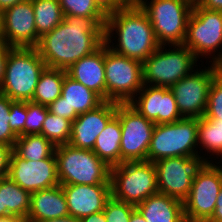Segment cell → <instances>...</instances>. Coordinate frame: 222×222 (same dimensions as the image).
<instances>
[{
    "label": "cell",
    "instance_id": "cell-1",
    "mask_svg": "<svg viewBox=\"0 0 222 222\" xmlns=\"http://www.w3.org/2000/svg\"><path fill=\"white\" fill-rule=\"evenodd\" d=\"M106 19L64 15L59 25L40 37L35 48L48 68L67 71L105 43Z\"/></svg>",
    "mask_w": 222,
    "mask_h": 222
},
{
    "label": "cell",
    "instance_id": "cell-2",
    "mask_svg": "<svg viewBox=\"0 0 222 222\" xmlns=\"http://www.w3.org/2000/svg\"><path fill=\"white\" fill-rule=\"evenodd\" d=\"M104 34L105 43L113 52L141 63L160 46L141 7L121 8L107 14ZM112 38H118L117 45Z\"/></svg>",
    "mask_w": 222,
    "mask_h": 222
},
{
    "label": "cell",
    "instance_id": "cell-3",
    "mask_svg": "<svg viewBox=\"0 0 222 222\" xmlns=\"http://www.w3.org/2000/svg\"><path fill=\"white\" fill-rule=\"evenodd\" d=\"M35 47H9L0 93L12 101H31L39 77L46 68Z\"/></svg>",
    "mask_w": 222,
    "mask_h": 222
},
{
    "label": "cell",
    "instance_id": "cell-4",
    "mask_svg": "<svg viewBox=\"0 0 222 222\" xmlns=\"http://www.w3.org/2000/svg\"><path fill=\"white\" fill-rule=\"evenodd\" d=\"M57 176L60 184H110V170L92 150L70 144L55 148Z\"/></svg>",
    "mask_w": 222,
    "mask_h": 222
},
{
    "label": "cell",
    "instance_id": "cell-5",
    "mask_svg": "<svg viewBox=\"0 0 222 222\" xmlns=\"http://www.w3.org/2000/svg\"><path fill=\"white\" fill-rule=\"evenodd\" d=\"M168 47L169 49L166 45H160L142 62L144 85L170 88L183 77L190 75L198 66V59L186 46L168 45Z\"/></svg>",
    "mask_w": 222,
    "mask_h": 222
},
{
    "label": "cell",
    "instance_id": "cell-6",
    "mask_svg": "<svg viewBox=\"0 0 222 222\" xmlns=\"http://www.w3.org/2000/svg\"><path fill=\"white\" fill-rule=\"evenodd\" d=\"M110 186L113 198L137 206L159 193L155 165L150 161H135L111 167Z\"/></svg>",
    "mask_w": 222,
    "mask_h": 222
},
{
    "label": "cell",
    "instance_id": "cell-7",
    "mask_svg": "<svg viewBox=\"0 0 222 222\" xmlns=\"http://www.w3.org/2000/svg\"><path fill=\"white\" fill-rule=\"evenodd\" d=\"M198 118H182L174 123L155 124L147 161L166 157H194L198 153Z\"/></svg>",
    "mask_w": 222,
    "mask_h": 222
},
{
    "label": "cell",
    "instance_id": "cell-8",
    "mask_svg": "<svg viewBox=\"0 0 222 222\" xmlns=\"http://www.w3.org/2000/svg\"><path fill=\"white\" fill-rule=\"evenodd\" d=\"M192 0H143L141 9L148 16L160 45H183Z\"/></svg>",
    "mask_w": 222,
    "mask_h": 222
},
{
    "label": "cell",
    "instance_id": "cell-9",
    "mask_svg": "<svg viewBox=\"0 0 222 222\" xmlns=\"http://www.w3.org/2000/svg\"><path fill=\"white\" fill-rule=\"evenodd\" d=\"M183 45L197 59L212 58L209 63L222 66V11L207 10L194 2Z\"/></svg>",
    "mask_w": 222,
    "mask_h": 222
},
{
    "label": "cell",
    "instance_id": "cell-10",
    "mask_svg": "<svg viewBox=\"0 0 222 222\" xmlns=\"http://www.w3.org/2000/svg\"><path fill=\"white\" fill-rule=\"evenodd\" d=\"M106 101L129 103L143 87L142 63L113 52L105 43Z\"/></svg>",
    "mask_w": 222,
    "mask_h": 222
},
{
    "label": "cell",
    "instance_id": "cell-11",
    "mask_svg": "<svg viewBox=\"0 0 222 222\" xmlns=\"http://www.w3.org/2000/svg\"><path fill=\"white\" fill-rule=\"evenodd\" d=\"M201 156L200 154L194 157H166L155 161L159 193L183 202L190 193L193 179L212 161V157H209V160L208 155L207 158Z\"/></svg>",
    "mask_w": 222,
    "mask_h": 222
},
{
    "label": "cell",
    "instance_id": "cell-12",
    "mask_svg": "<svg viewBox=\"0 0 222 222\" xmlns=\"http://www.w3.org/2000/svg\"><path fill=\"white\" fill-rule=\"evenodd\" d=\"M116 116L121 125V163L147 161L155 123L129 103L116 102Z\"/></svg>",
    "mask_w": 222,
    "mask_h": 222
},
{
    "label": "cell",
    "instance_id": "cell-13",
    "mask_svg": "<svg viewBox=\"0 0 222 222\" xmlns=\"http://www.w3.org/2000/svg\"><path fill=\"white\" fill-rule=\"evenodd\" d=\"M222 187V170L212 161L193 179L188 197L183 201L186 222H207L215 211Z\"/></svg>",
    "mask_w": 222,
    "mask_h": 222
},
{
    "label": "cell",
    "instance_id": "cell-14",
    "mask_svg": "<svg viewBox=\"0 0 222 222\" xmlns=\"http://www.w3.org/2000/svg\"><path fill=\"white\" fill-rule=\"evenodd\" d=\"M203 68L197 67L170 87L182 118L199 119L204 116L210 85L222 66L210 64Z\"/></svg>",
    "mask_w": 222,
    "mask_h": 222
},
{
    "label": "cell",
    "instance_id": "cell-15",
    "mask_svg": "<svg viewBox=\"0 0 222 222\" xmlns=\"http://www.w3.org/2000/svg\"><path fill=\"white\" fill-rule=\"evenodd\" d=\"M8 177L29 193L59 185L55 153L49 158L33 161L24 160L12 151Z\"/></svg>",
    "mask_w": 222,
    "mask_h": 222
},
{
    "label": "cell",
    "instance_id": "cell-16",
    "mask_svg": "<svg viewBox=\"0 0 222 222\" xmlns=\"http://www.w3.org/2000/svg\"><path fill=\"white\" fill-rule=\"evenodd\" d=\"M0 32L9 47H36L40 36L31 0L11 6L0 14Z\"/></svg>",
    "mask_w": 222,
    "mask_h": 222
},
{
    "label": "cell",
    "instance_id": "cell-17",
    "mask_svg": "<svg viewBox=\"0 0 222 222\" xmlns=\"http://www.w3.org/2000/svg\"><path fill=\"white\" fill-rule=\"evenodd\" d=\"M129 104L155 124L174 123L182 119L169 87L143 85Z\"/></svg>",
    "mask_w": 222,
    "mask_h": 222
},
{
    "label": "cell",
    "instance_id": "cell-18",
    "mask_svg": "<svg viewBox=\"0 0 222 222\" xmlns=\"http://www.w3.org/2000/svg\"><path fill=\"white\" fill-rule=\"evenodd\" d=\"M104 100L94 91L65 76L61 96L48 106L49 112L72 122L79 114L91 111Z\"/></svg>",
    "mask_w": 222,
    "mask_h": 222
},
{
    "label": "cell",
    "instance_id": "cell-19",
    "mask_svg": "<svg viewBox=\"0 0 222 222\" xmlns=\"http://www.w3.org/2000/svg\"><path fill=\"white\" fill-rule=\"evenodd\" d=\"M115 115L114 101H104L97 108L79 114L72 122L69 144L75 148L93 150L96 138Z\"/></svg>",
    "mask_w": 222,
    "mask_h": 222
},
{
    "label": "cell",
    "instance_id": "cell-20",
    "mask_svg": "<svg viewBox=\"0 0 222 222\" xmlns=\"http://www.w3.org/2000/svg\"><path fill=\"white\" fill-rule=\"evenodd\" d=\"M68 205L69 215L77 219L104 210L111 197L110 184L72 185L61 184Z\"/></svg>",
    "mask_w": 222,
    "mask_h": 222
},
{
    "label": "cell",
    "instance_id": "cell-21",
    "mask_svg": "<svg viewBox=\"0 0 222 222\" xmlns=\"http://www.w3.org/2000/svg\"><path fill=\"white\" fill-rule=\"evenodd\" d=\"M66 72L106 101L105 43L94 53L75 62Z\"/></svg>",
    "mask_w": 222,
    "mask_h": 222
},
{
    "label": "cell",
    "instance_id": "cell-22",
    "mask_svg": "<svg viewBox=\"0 0 222 222\" xmlns=\"http://www.w3.org/2000/svg\"><path fill=\"white\" fill-rule=\"evenodd\" d=\"M69 215L68 205L61 184L31 193L29 222H40Z\"/></svg>",
    "mask_w": 222,
    "mask_h": 222
},
{
    "label": "cell",
    "instance_id": "cell-23",
    "mask_svg": "<svg viewBox=\"0 0 222 222\" xmlns=\"http://www.w3.org/2000/svg\"><path fill=\"white\" fill-rule=\"evenodd\" d=\"M136 209L146 222H186L183 202L165 194L149 196Z\"/></svg>",
    "mask_w": 222,
    "mask_h": 222
},
{
    "label": "cell",
    "instance_id": "cell-24",
    "mask_svg": "<svg viewBox=\"0 0 222 222\" xmlns=\"http://www.w3.org/2000/svg\"><path fill=\"white\" fill-rule=\"evenodd\" d=\"M121 125L115 115L96 138L93 152L109 167L121 164Z\"/></svg>",
    "mask_w": 222,
    "mask_h": 222
},
{
    "label": "cell",
    "instance_id": "cell-25",
    "mask_svg": "<svg viewBox=\"0 0 222 222\" xmlns=\"http://www.w3.org/2000/svg\"><path fill=\"white\" fill-rule=\"evenodd\" d=\"M1 216L16 215L26 218L30 210L31 193L9 177L0 179Z\"/></svg>",
    "mask_w": 222,
    "mask_h": 222
},
{
    "label": "cell",
    "instance_id": "cell-26",
    "mask_svg": "<svg viewBox=\"0 0 222 222\" xmlns=\"http://www.w3.org/2000/svg\"><path fill=\"white\" fill-rule=\"evenodd\" d=\"M66 75L65 70L46 67L39 77L31 102L48 107L61 96Z\"/></svg>",
    "mask_w": 222,
    "mask_h": 222
},
{
    "label": "cell",
    "instance_id": "cell-27",
    "mask_svg": "<svg viewBox=\"0 0 222 222\" xmlns=\"http://www.w3.org/2000/svg\"><path fill=\"white\" fill-rule=\"evenodd\" d=\"M56 146L42 134L18 136L12 151L24 160L38 161L55 153Z\"/></svg>",
    "mask_w": 222,
    "mask_h": 222
},
{
    "label": "cell",
    "instance_id": "cell-28",
    "mask_svg": "<svg viewBox=\"0 0 222 222\" xmlns=\"http://www.w3.org/2000/svg\"><path fill=\"white\" fill-rule=\"evenodd\" d=\"M35 15L37 34L41 37L51 32L63 19L64 14L58 0H31Z\"/></svg>",
    "mask_w": 222,
    "mask_h": 222
},
{
    "label": "cell",
    "instance_id": "cell-29",
    "mask_svg": "<svg viewBox=\"0 0 222 222\" xmlns=\"http://www.w3.org/2000/svg\"><path fill=\"white\" fill-rule=\"evenodd\" d=\"M198 148L218 157L222 156V120L201 117L198 119ZM202 147V149L200 148Z\"/></svg>",
    "mask_w": 222,
    "mask_h": 222
},
{
    "label": "cell",
    "instance_id": "cell-30",
    "mask_svg": "<svg viewBox=\"0 0 222 222\" xmlns=\"http://www.w3.org/2000/svg\"><path fill=\"white\" fill-rule=\"evenodd\" d=\"M72 121L48 112L41 134L55 146L69 144Z\"/></svg>",
    "mask_w": 222,
    "mask_h": 222
},
{
    "label": "cell",
    "instance_id": "cell-31",
    "mask_svg": "<svg viewBox=\"0 0 222 222\" xmlns=\"http://www.w3.org/2000/svg\"><path fill=\"white\" fill-rule=\"evenodd\" d=\"M64 15L89 18H107L95 0H58Z\"/></svg>",
    "mask_w": 222,
    "mask_h": 222
},
{
    "label": "cell",
    "instance_id": "cell-32",
    "mask_svg": "<svg viewBox=\"0 0 222 222\" xmlns=\"http://www.w3.org/2000/svg\"><path fill=\"white\" fill-rule=\"evenodd\" d=\"M203 117L222 120V69L214 76L210 85Z\"/></svg>",
    "mask_w": 222,
    "mask_h": 222
},
{
    "label": "cell",
    "instance_id": "cell-33",
    "mask_svg": "<svg viewBox=\"0 0 222 222\" xmlns=\"http://www.w3.org/2000/svg\"><path fill=\"white\" fill-rule=\"evenodd\" d=\"M49 109L45 105L27 101V117L24 124V135L41 134L43 122Z\"/></svg>",
    "mask_w": 222,
    "mask_h": 222
},
{
    "label": "cell",
    "instance_id": "cell-34",
    "mask_svg": "<svg viewBox=\"0 0 222 222\" xmlns=\"http://www.w3.org/2000/svg\"><path fill=\"white\" fill-rule=\"evenodd\" d=\"M136 206L117 200L112 196L107 200L104 207L106 222H129Z\"/></svg>",
    "mask_w": 222,
    "mask_h": 222
},
{
    "label": "cell",
    "instance_id": "cell-35",
    "mask_svg": "<svg viewBox=\"0 0 222 222\" xmlns=\"http://www.w3.org/2000/svg\"><path fill=\"white\" fill-rule=\"evenodd\" d=\"M13 101L0 93V142L13 148L17 135L9 125L10 105Z\"/></svg>",
    "mask_w": 222,
    "mask_h": 222
},
{
    "label": "cell",
    "instance_id": "cell-36",
    "mask_svg": "<svg viewBox=\"0 0 222 222\" xmlns=\"http://www.w3.org/2000/svg\"><path fill=\"white\" fill-rule=\"evenodd\" d=\"M27 117V101H13L10 105L9 125L17 136L24 135V124Z\"/></svg>",
    "mask_w": 222,
    "mask_h": 222
},
{
    "label": "cell",
    "instance_id": "cell-37",
    "mask_svg": "<svg viewBox=\"0 0 222 222\" xmlns=\"http://www.w3.org/2000/svg\"><path fill=\"white\" fill-rule=\"evenodd\" d=\"M12 147L0 142V179L8 177Z\"/></svg>",
    "mask_w": 222,
    "mask_h": 222
},
{
    "label": "cell",
    "instance_id": "cell-38",
    "mask_svg": "<svg viewBox=\"0 0 222 222\" xmlns=\"http://www.w3.org/2000/svg\"><path fill=\"white\" fill-rule=\"evenodd\" d=\"M100 8L106 13L117 11L122 7L116 2V0H95Z\"/></svg>",
    "mask_w": 222,
    "mask_h": 222
},
{
    "label": "cell",
    "instance_id": "cell-39",
    "mask_svg": "<svg viewBox=\"0 0 222 222\" xmlns=\"http://www.w3.org/2000/svg\"><path fill=\"white\" fill-rule=\"evenodd\" d=\"M195 2L207 10L222 11V0H196Z\"/></svg>",
    "mask_w": 222,
    "mask_h": 222
},
{
    "label": "cell",
    "instance_id": "cell-40",
    "mask_svg": "<svg viewBox=\"0 0 222 222\" xmlns=\"http://www.w3.org/2000/svg\"><path fill=\"white\" fill-rule=\"evenodd\" d=\"M207 222H222V187L219 195L217 196L215 211Z\"/></svg>",
    "mask_w": 222,
    "mask_h": 222
},
{
    "label": "cell",
    "instance_id": "cell-41",
    "mask_svg": "<svg viewBox=\"0 0 222 222\" xmlns=\"http://www.w3.org/2000/svg\"><path fill=\"white\" fill-rule=\"evenodd\" d=\"M7 58H8V46L6 45L0 51V86H1L4 76H5V66H6Z\"/></svg>",
    "mask_w": 222,
    "mask_h": 222
},
{
    "label": "cell",
    "instance_id": "cell-42",
    "mask_svg": "<svg viewBox=\"0 0 222 222\" xmlns=\"http://www.w3.org/2000/svg\"><path fill=\"white\" fill-rule=\"evenodd\" d=\"M80 222H106L104 212H96L80 219Z\"/></svg>",
    "mask_w": 222,
    "mask_h": 222
},
{
    "label": "cell",
    "instance_id": "cell-43",
    "mask_svg": "<svg viewBox=\"0 0 222 222\" xmlns=\"http://www.w3.org/2000/svg\"><path fill=\"white\" fill-rule=\"evenodd\" d=\"M143 0H116L122 8L140 7Z\"/></svg>",
    "mask_w": 222,
    "mask_h": 222
},
{
    "label": "cell",
    "instance_id": "cell-44",
    "mask_svg": "<svg viewBox=\"0 0 222 222\" xmlns=\"http://www.w3.org/2000/svg\"><path fill=\"white\" fill-rule=\"evenodd\" d=\"M0 222H29L26 218L16 215L1 216Z\"/></svg>",
    "mask_w": 222,
    "mask_h": 222
},
{
    "label": "cell",
    "instance_id": "cell-45",
    "mask_svg": "<svg viewBox=\"0 0 222 222\" xmlns=\"http://www.w3.org/2000/svg\"><path fill=\"white\" fill-rule=\"evenodd\" d=\"M25 0H0V14L6 9Z\"/></svg>",
    "mask_w": 222,
    "mask_h": 222
},
{
    "label": "cell",
    "instance_id": "cell-46",
    "mask_svg": "<svg viewBox=\"0 0 222 222\" xmlns=\"http://www.w3.org/2000/svg\"><path fill=\"white\" fill-rule=\"evenodd\" d=\"M40 222H80V220L77 218H74L71 215H68L65 217H61V218H57V219H49V220L40 221Z\"/></svg>",
    "mask_w": 222,
    "mask_h": 222
},
{
    "label": "cell",
    "instance_id": "cell-47",
    "mask_svg": "<svg viewBox=\"0 0 222 222\" xmlns=\"http://www.w3.org/2000/svg\"><path fill=\"white\" fill-rule=\"evenodd\" d=\"M129 222H146V220L142 214L137 209H135L130 216Z\"/></svg>",
    "mask_w": 222,
    "mask_h": 222
},
{
    "label": "cell",
    "instance_id": "cell-48",
    "mask_svg": "<svg viewBox=\"0 0 222 222\" xmlns=\"http://www.w3.org/2000/svg\"><path fill=\"white\" fill-rule=\"evenodd\" d=\"M6 46L2 33L0 32V51Z\"/></svg>",
    "mask_w": 222,
    "mask_h": 222
},
{
    "label": "cell",
    "instance_id": "cell-49",
    "mask_svg": "<svg viewBox=\"0 0 222 222\" xmlns=\"http://www.w3.org/2000/svg\"><path fill=\"white\" fill-rule=\"evenodd\" d=\"M221 159H222V156H221ZM221 159L219 160V162H217V163L215 162V164H219V163H220V164H219L220 166L218 165V167L222 170V163H221L222 160H221ZM220 161H221V162H220Z\"/></svg>",
    "mask_w": 222,
    "mask_h": 222
},
{
    "label": "cell",
    "instance_id": "cell-50",
    "mask_svg": "<svg viewBox=\"0 0 222 222\" xmlns=\"http://www.w3.org/2000/svg\"><path fill=\"white\" fill-rule=\"evenodd\" d=\"M0 217H1V201H0Z\"/></svg>",
    "mask_w": 222,
    "mask_h": 222
}]
</instances>
